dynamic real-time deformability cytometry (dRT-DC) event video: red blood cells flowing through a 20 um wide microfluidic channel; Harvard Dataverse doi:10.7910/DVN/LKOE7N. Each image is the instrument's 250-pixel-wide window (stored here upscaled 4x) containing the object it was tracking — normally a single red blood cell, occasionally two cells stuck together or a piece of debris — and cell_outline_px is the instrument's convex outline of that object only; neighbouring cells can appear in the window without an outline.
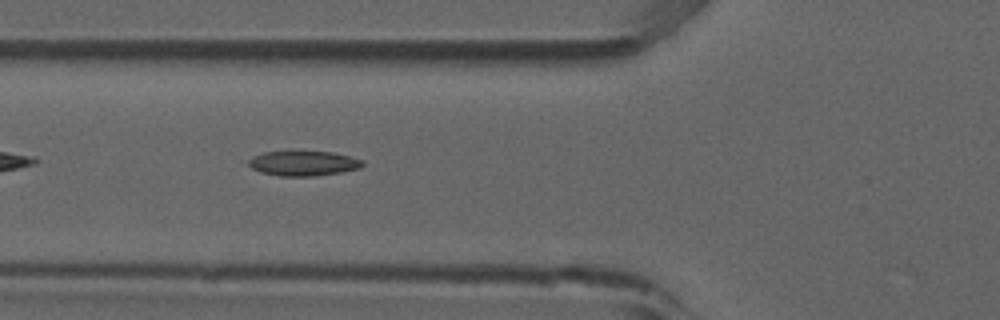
{"species": "common noctule bat (a hibernating species)", "species_latin": "Nyctalus noctula", "temperature_condition": "room temperature", "stored_images_in_passage": 21, "camera_frame_rate_fps": 3000, "um_per_image_px": 0.085, "animal": {"sex": "male", "forearm_length_mm": 52.5}, "frame": {"image": 1, "passage_image": 6, "time_ms": 1.667, "image_size_px": [1000, 320], "cell_outline_px": [[364, 164], [360, 168], [340, 172], [312, 176], [280, 176], [260, 172], [252, 168], [248, 164], [248, 160], [252, 156], [264, 152], [292, 148], [332, 152], [364, 160]], "centroid_in_image_um": [25.74, 13.83], "position_along_channel_um": 100.1, "area_um2": 17.34}}
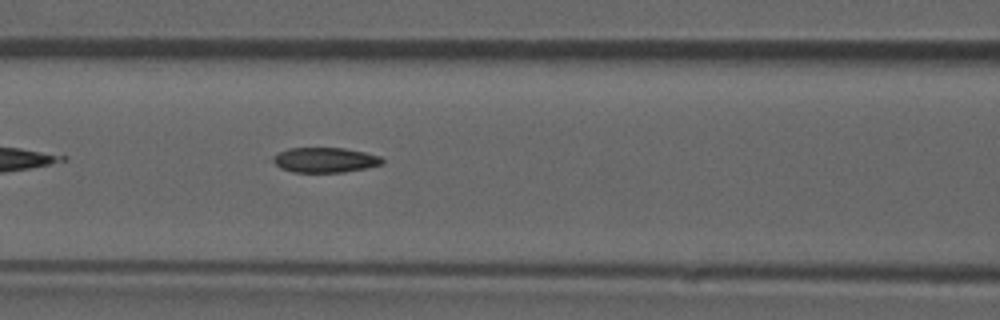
{"frame": {"image": 2, "passage_image": 9, "time_ms": 2.667, "image_size_px": [1000, 320], "cell_outline_px": [[384, 164], [368, 168], [344, 172], [292, 172], [280, 168], [272, 160], [280, 152], [288, 148], [344, 148], [364, 152], [380, 156], [384, 160]], "centroid_in_image_um": [27.67, 13.6], "position_along_channel_um": 138.9, "area_um2": 15.9}}